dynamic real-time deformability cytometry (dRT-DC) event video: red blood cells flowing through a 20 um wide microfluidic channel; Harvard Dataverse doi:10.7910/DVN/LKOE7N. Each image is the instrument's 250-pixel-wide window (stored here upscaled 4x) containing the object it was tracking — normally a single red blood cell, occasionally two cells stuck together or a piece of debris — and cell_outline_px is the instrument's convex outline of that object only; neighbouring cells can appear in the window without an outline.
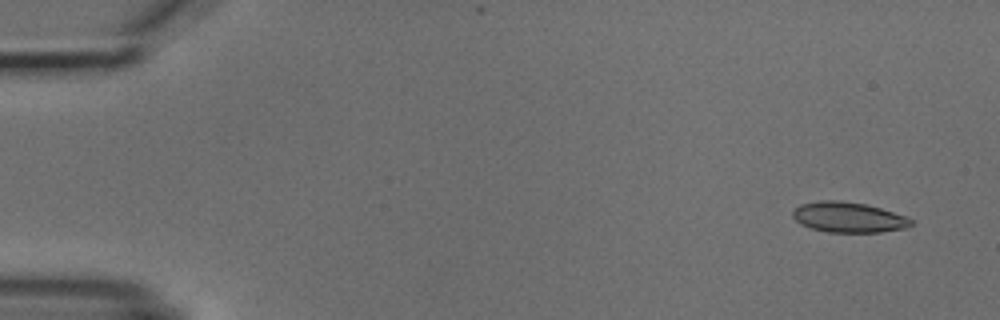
{"species": "common noctule bat (a hibernating species)", "species_latin": "Nyctalus noctula", "temperature_condition": "cold", "stored_images_in_passage": 5, "camera_frame_rate_fps": 3000, "um_per_image_px": 0.085, "animal": {"sex": "male", "body_mass_g": 18.8}, "frame": {"image": 1, "passage_image": 1, "time_ms": 0.0, "image_size_px": [1000, 320], "cell_outline_px": [[912, 224], [908, 228], [880, 232], [828, 232], [812, 228], [800, 224], [792, 216], [792, 208], [800, 204], [820, 200], [840, 200], [864, 204], [880, 208], [908, 216], [912, 220]], "centroid_in_image_um": [72.11, 18.46], "position_along_channel_um": 12.9, "area_um2": 21.1}}
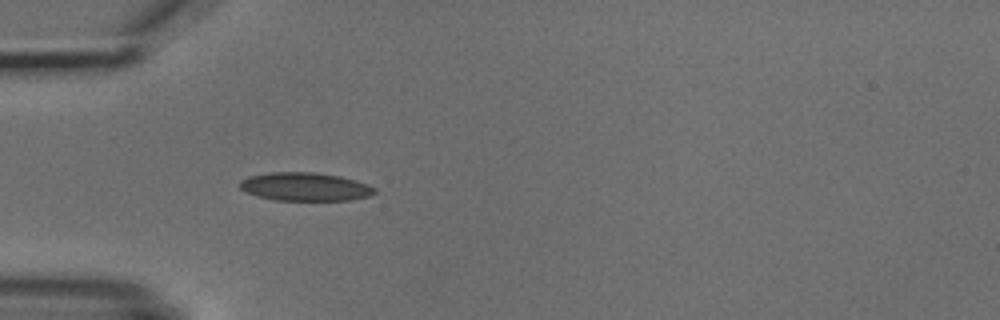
{"frame": {"image": 2, "passage_image": 5, "time_ms": 4.333, "image_size_px": [1000, 320], "cell_outline_px": [[376, 192], [368, 196], [352, 200], [276, 200], [256, 196], [244, 192], [240, 188], [240, 180], [248, 176], [268, 172], [316, 172], [340, 176], [356, 180], [376, 188]], "centroid_in_image_um": [25.9, 15.86], "position_along_channel_um": 59.1, "area_um2": 22.43}}